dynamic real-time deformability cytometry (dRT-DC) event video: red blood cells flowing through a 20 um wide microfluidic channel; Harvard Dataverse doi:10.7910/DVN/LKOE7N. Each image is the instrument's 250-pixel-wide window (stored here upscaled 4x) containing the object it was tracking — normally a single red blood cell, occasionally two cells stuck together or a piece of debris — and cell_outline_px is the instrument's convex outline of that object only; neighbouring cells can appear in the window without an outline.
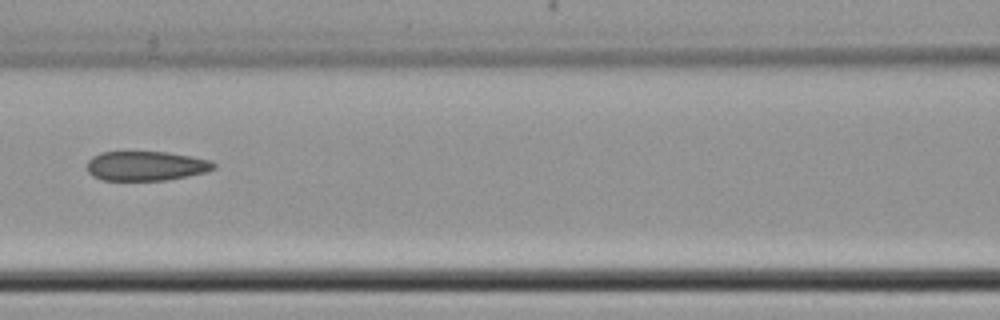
{"species": "common noctule bat (a hibernating species)", "species_latin": "Nyctalus noctula", "temperature_condition": "cold", "stored_images_in_passage": 6, "camera_frame_rate_fps": 3000, "um_per_image_px": 0.085, "animal": {"sex": "female", "body_mass_g": 22.7, "forearm_length_mm": 54.2}, "frame": {"image": 1, "passage_image": 6, "time_ms": 7.333, "image_size_px": [1000, 320], "cell_outline_px": [[216, 168], [208, 172], [168, 180], [100, 180], [92, 176], [88, 172], [88, 160], [92, 156], [100, 152], [168, 152], [192, 156], [212, 160], [216, 164]], "centroid_in_image_um": [12.45, 14.1], "position_along_channel_um": 154.2, "area_um2": 22.08}}